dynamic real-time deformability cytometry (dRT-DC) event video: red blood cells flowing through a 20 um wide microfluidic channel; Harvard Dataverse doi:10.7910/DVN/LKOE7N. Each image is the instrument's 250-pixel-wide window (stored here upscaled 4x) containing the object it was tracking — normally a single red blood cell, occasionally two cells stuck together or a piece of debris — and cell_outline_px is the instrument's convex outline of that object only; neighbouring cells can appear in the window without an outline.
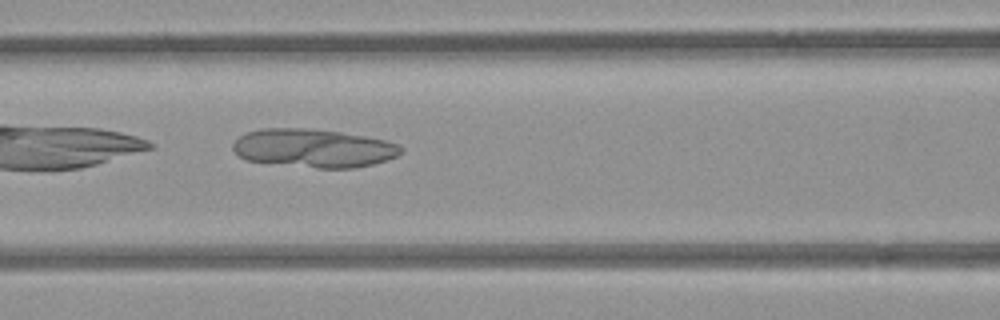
{"species": "common noctule bat (a hibernating species)", "species_latin": "Nyctalus noctula", "temperature_condition": "room temperature", "stored_images_in_passage": 30, "camera_frame_rate_fps": 3000, "um_per_image_px": 0.085, "animal": {"sex": "female", "body_mass_g": 21.9}, "frame": {"image": 1, "passage_image": 7, "time_ms": 2.0, "image_size_px": [1000, 320], "cell_outline_px": [[404, 152], [396, 156], [372, 164], [352, 168], [316, 168], [248, 160], [240, 156], [232, 148], [232, 144], [240, 136], [248, 132], [260, 128], [304, 128], [340, 132], [364, 136], [384, 140], [396, 144], [404, 148]], "centroid_in_image_um": [26.65, 12.59], "position_along_channel_um": 139.9, "area_um2": 37.28}}
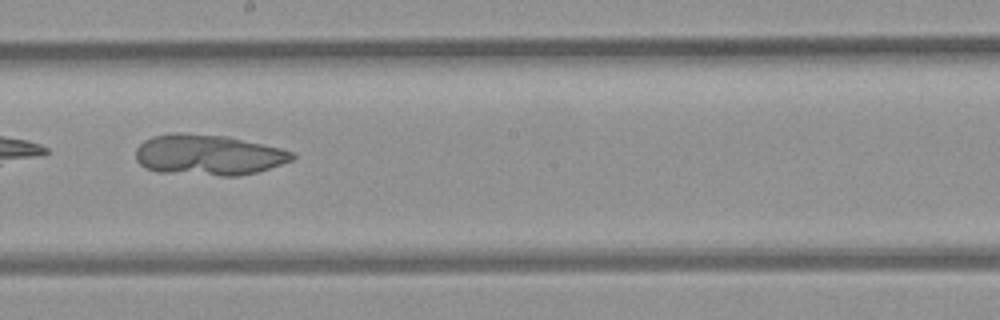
{"frame": {"image": 2, "passage_image": 14, "time_ms": 4.333, "image_size_px": [1000, 320], "cell_outline_px": [[296, 156], [292, 160], [256, 172], [236, 176], [220, 176], [156, 172], [144, 168], [136, 160], [136, 148], [144, 140], [152, 136], [176, 132], [180, 132], [228, 136], [280, 148], [292, 152]], "centroid_in_image_um": [17.65, 13.16], "position_along_channel_um": 230.5, "area_um2": 37.28}}
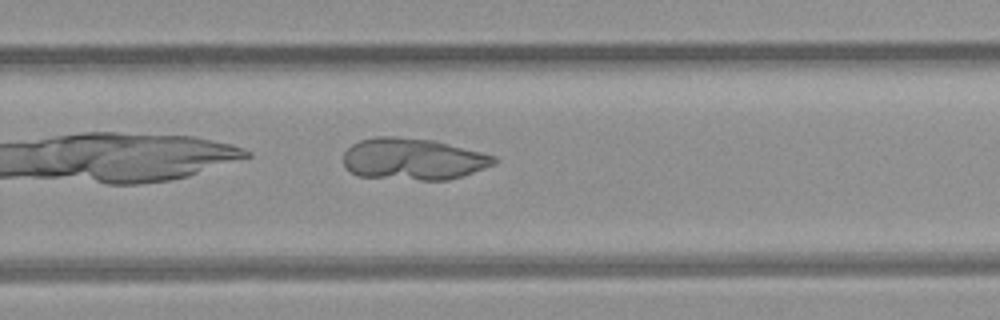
{"frame": {"image": 3, "passage_image": 19, "time_ms": 6.0, "image_size_px": [1000, 320], "cell_outline_px": [[500, 160], [496, 164], [448, 180], [420, 180], [360, 176], [352, 172], [344, 164], [344, 152], [352, 144], [360, 140], [376, 136], [396, 136], [436, 140], [496, 156]], "centroid_in_image_um": [35.14, 13.5], "position_along_channel_um": 294.7, "area_um2": 36.7}}